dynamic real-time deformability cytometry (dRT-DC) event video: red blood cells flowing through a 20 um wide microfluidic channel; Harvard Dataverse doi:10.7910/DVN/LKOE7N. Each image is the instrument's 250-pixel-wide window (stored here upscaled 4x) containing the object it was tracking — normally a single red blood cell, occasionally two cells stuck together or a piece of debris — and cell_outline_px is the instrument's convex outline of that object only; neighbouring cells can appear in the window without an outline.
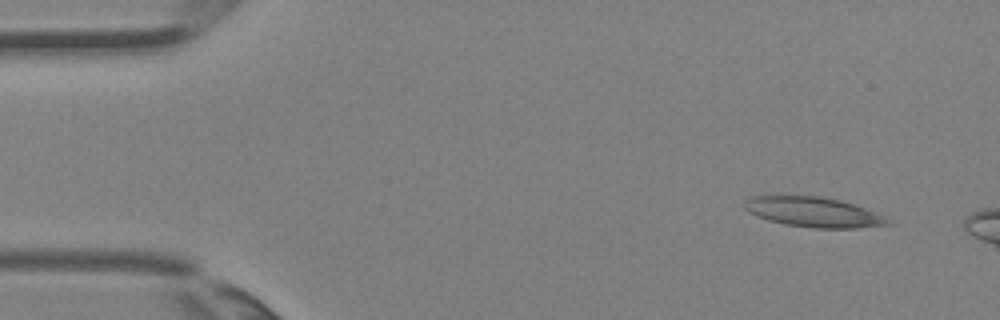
{"species": "Egyptian fruit bat (a non-hibernating species)", "species_latin": "Rousettus aegyptiacus", "temperature_condition": "room temperature", "stored_images_in_passage": 5, "camera_frame_rate_fps": 3000, "um_per_image_px": 0.085, "animal": {"sex": "female"}, "frame": {"image": 1, "passage_image": 5, "time_ms": 1.333, "image_size_px": [1000, 320], "cell_outline_px": [[892, 224], [860, 228], [812, 228], [784, 224], [768, 220], [756, 216], [748, 212], [744, 208], [744, 200], [748, 196], [824, 196], [840, 200], [876, 212], [884, 216]], "centroid_in_image_um": [69.11, 18.03], "position_along_channel_um": 15.9, "area_um2": 25.14}}